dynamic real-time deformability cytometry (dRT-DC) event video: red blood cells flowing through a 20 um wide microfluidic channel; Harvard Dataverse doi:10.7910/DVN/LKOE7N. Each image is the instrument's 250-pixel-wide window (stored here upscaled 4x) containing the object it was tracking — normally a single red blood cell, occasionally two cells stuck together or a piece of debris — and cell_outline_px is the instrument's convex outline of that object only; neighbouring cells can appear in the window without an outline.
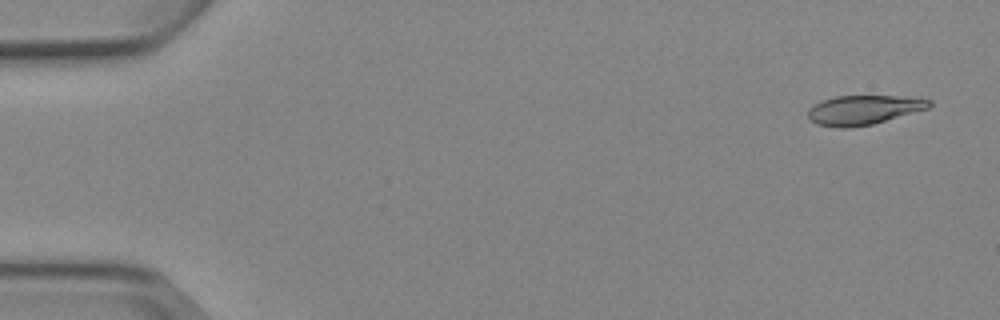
{"species": "Egyptian fruit bat (a non-hibernating species)", "species_latin": "Rousettus aegyptiacus", "temperature_condition": "cold", "stored_images_in_passage": 6, "camera_frame_rate_fps": 3000, "um_per_image_px": 0.085, "animal": {"sex": "female"}, "frame": {"image": 1, "passage_image": 1, "time_ms": 0.0, "image_size_px": [1000, 320], "cell_outline_px": [[932, 104], [928, 108], [872, 124], [848, 128], [836, 128], [816, 124], [808, 120], [808, 108], [820, 100], [836, 96], [924, 96], [932, 100]], "centroid_in_image_um": [73.41, 9.33], "position_along_channel_um": 11.6, "area_um2": 21.15}}
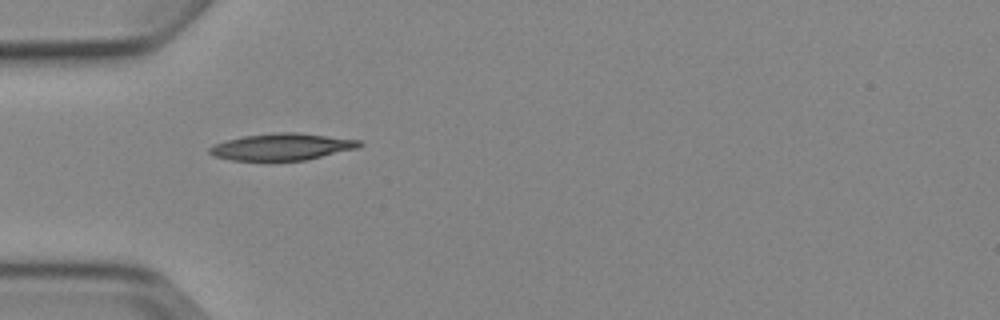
{"frame": {"image": 2, "passage_image": 5, "time_ms": 4.667, "image_size_px": [1000, 320], "cell_outline_px": [[364, 144], [356, 148], [304, 160], [268, 164], [232, 160], [212, 156], [208, 152], [208, 148], [216, 144], [228, 140], [244, 136], [272, 132], [296, 132], [360, 140]], "centroid_in_image_um": [23.89, 12.52], "position_along_channel_um": 61.1, "area_um2": 24.16}}
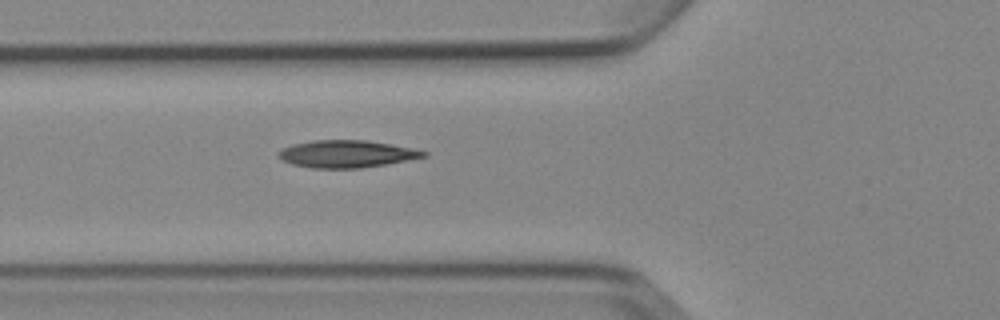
{"frame": {"image": 3, "passage_image": 6, "time_ms": 5.667, "image_size_px": [1000, 320], "cell_outline_px": [[428, 156], [384, 164], [360, 168], [312, 168], [292, 164], [276, 156], [276, 152], [292, 144], [312, 140], [364, 140], [392, 144], [412, 148], [428, 152]], "centroid_in_image_um": [29.43, 13.07], "position_along_channel_um": 96.4, "area_um2": 23.0}}